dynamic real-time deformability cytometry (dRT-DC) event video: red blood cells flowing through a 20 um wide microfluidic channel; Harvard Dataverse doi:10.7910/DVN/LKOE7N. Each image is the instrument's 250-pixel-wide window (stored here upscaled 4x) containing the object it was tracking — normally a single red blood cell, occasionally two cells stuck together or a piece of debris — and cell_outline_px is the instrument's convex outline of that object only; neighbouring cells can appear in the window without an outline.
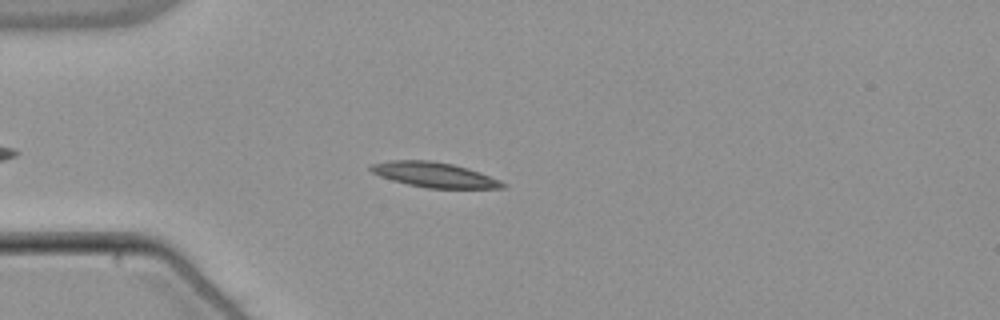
{"species": "common noctule bat (a hibernating species)", "species_latin": "Nyctalus noctula", "temperature_condition": "warm", "stored_images_in_passage": 38, "camera_frame_rate_fps": 3000, "um_per_image_px": 0.085, "animal": {"sex": "male", "body_mass_g": 21.5, "forearm_length_mm": 52.0}, "frame": {"image": 1, "passage_image": 8, "time_ms": 2.333, "image_size_px": [1000, 320], "cell_outline_px": [[508, 184], [504, 188], [428, 188], [408, 184], [392, 180], [380, 176], [372, 172], [368, 168], [368, 164], [388, 160], [432, 160], [452, 164], [468, 168], [480, 172], [500, 180]], "centroid_in_image_um": [36.89, 14.84], "position_along_channel_um": 48.1, "area_um2": 19.36}}
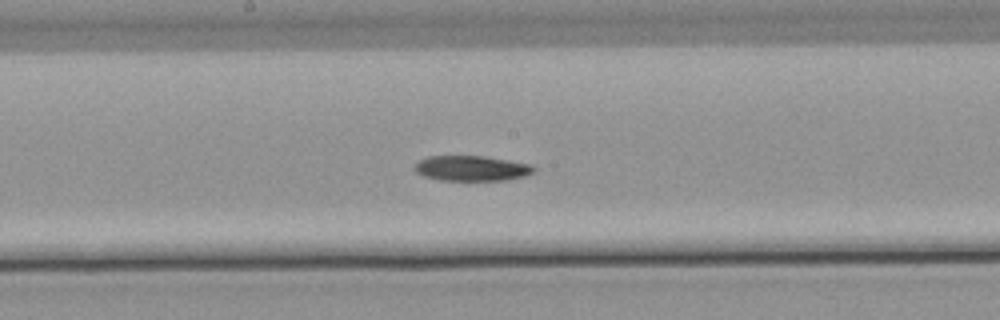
{"frame": {"image": 2, "passage_image": 22, "time_ms": 7.0, "image_size_px": [1000, 320], "cell_outline_px": [[536, 172], [524, 176], [508, 180], [440, 180], [424, 176], [416, 172], [412, 168], [420, 160], [428, 156], [484, 156], [532, 164], [536, 168]], "centroid_in_image_um": [40.12, 14.3], "position_along_channel_um": 208.1, "area_um2": 17.63}}
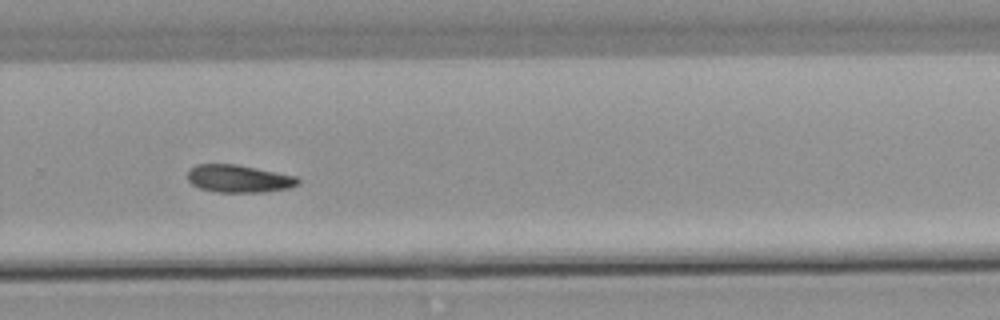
{"frame": {"image": 3, "passage_image": 30, "time_ms": 9.667, "image_size_px": [1000, 320], "cell_outline_px": [[300, 184], [288, 188], [264, 192], [216, 192], [200, 188], [192, 184], [188, 180], [188, 168], [196, 164], [236, 164], [296, 176], [300, 180]], "centroid_in_image_um": [20.28, 15.18], "position_along_channel_um": 309.5, "area_um2": 17.8}}